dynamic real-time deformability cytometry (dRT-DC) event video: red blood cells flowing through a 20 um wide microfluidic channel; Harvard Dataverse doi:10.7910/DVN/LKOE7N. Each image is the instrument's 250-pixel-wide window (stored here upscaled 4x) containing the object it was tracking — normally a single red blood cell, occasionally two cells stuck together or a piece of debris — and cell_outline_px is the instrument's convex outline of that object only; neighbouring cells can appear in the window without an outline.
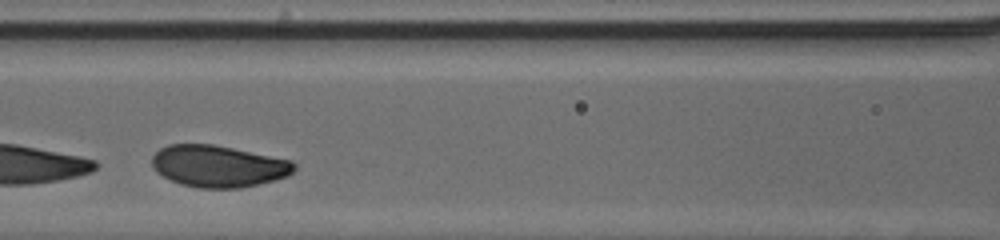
{"species": "human", "species_latin": "Homo sapiens", "temperature_condition": "cold", "stored_images_in_passage": 26, "camera_frame_rate_fps": 3000, "um_per_image_px": 0.085, "donor": {"sex": "male"}, "frame": {"image": 1, "passage_image": 8, "time_ms": 2.333, "image_size_px": [1000, 240], "cell_outline_px": [[296, 168], [288, 176], [260, 184], [240, 188], [196, 188], [180, 184], [156, 172], [152, 168], [152, 156], [160, 148], [168, 144], [212, 144], [292, 160], [296, 164]], "centroid_in_image_um": [18.55, 14.13], "position_along_channel_um": 148.0, "area_um2": 34.74}}
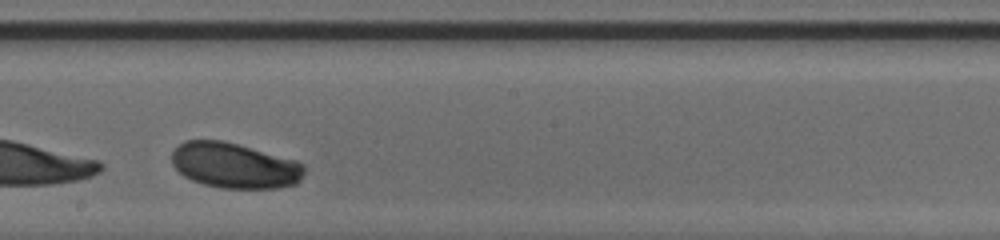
{"frame": {"image": 2, "passage_image": 14, "time_ms": 4.333, "image_size_px": [1000, 240], "cell_outline_px": [[304, 172], [300, 180], [296, 184], [280, 188], [220, 188], [204, 184], [192, 180], [184, 176], [172, 164], [172, 152], [184, 140], [224, 140], [296, 160], [304, 164]], "centroid_in_image_um": [19.95, 14.07], "position_along_channel_um": 228.3, "area_um2": 35.14}}
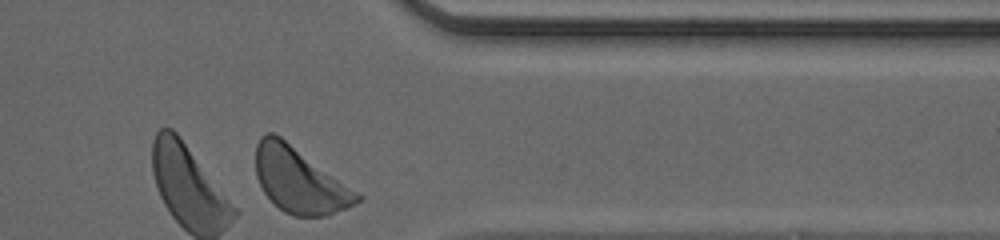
{"frame": {"image": 3, "passage_image": 26, "time_ms": 8.333, "image_size_px": [1000, 240], "cell_outline_px": [[364, 200], [328, 216], [292, 216], [284, 212], [264, 192], [256, 176], [256, 144], [260, 136], [268, 132], [272, 132], [280, 136], [364, 196]], "centroid_in_image_um": [25.47, 15.33], "position_along_channel_um": 385.9, "area_um2": 38.38}, "authors_computed_cell_mechanics": {"area_um2": 35.1135, "velocity_mm_per_s": 4.0419, "shape_relaxation_time_tau1_ms": 1.2653, "shape_relaxation_time_tau2_ms": 8.8257, "deformation_change_tau1": 0.0927, "deformation_change_tau2": 0.2627}}